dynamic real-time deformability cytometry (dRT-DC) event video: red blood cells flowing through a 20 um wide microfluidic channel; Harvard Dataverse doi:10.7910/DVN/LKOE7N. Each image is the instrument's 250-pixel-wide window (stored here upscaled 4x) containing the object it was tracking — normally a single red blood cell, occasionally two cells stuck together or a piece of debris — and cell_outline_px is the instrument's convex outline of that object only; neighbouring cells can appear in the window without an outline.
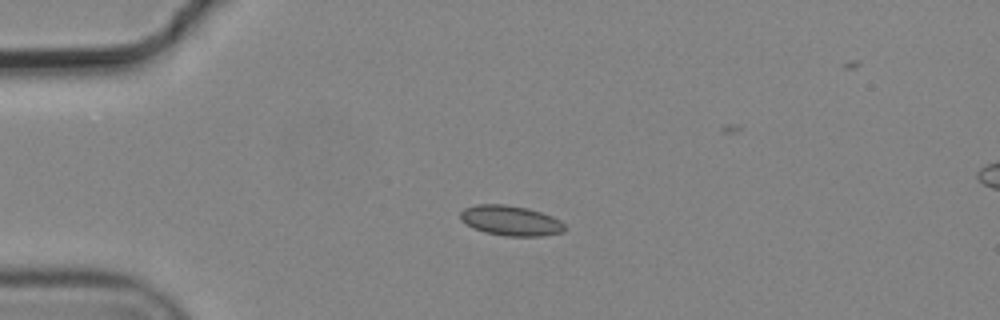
{"species": "common noctule bat (a hibernating species)", "species_latin": "Nyctalus noctula", "temperature_condition": "cold", "stored_images_in_passage": 5, "segment_of_instrument_passage": [1, 2], "camera_frame_rate_fps": 3000, "um_per_image_px": 0.085, "animal": {"sex": "male", "body_mass_g": 19.2, "forearm_length_mm": 51.8}, "frame": {"image": 1, "passage_image": 3, "time_ms": 0.667, "image_size_px": [1000, 320], "cell_outline_px": [[568, 228], [564, 232], [540, 236], [508, 236], [484, 232], [460, 220], [460, 212], [464, 208], [476, 204], [504, 204], [528, 208], [552, 216], [560, 220]], "centroid_in_image_um": [43.43, 18.74], "position_along_channel_um": 41.6, "area_um2": 18.32}}